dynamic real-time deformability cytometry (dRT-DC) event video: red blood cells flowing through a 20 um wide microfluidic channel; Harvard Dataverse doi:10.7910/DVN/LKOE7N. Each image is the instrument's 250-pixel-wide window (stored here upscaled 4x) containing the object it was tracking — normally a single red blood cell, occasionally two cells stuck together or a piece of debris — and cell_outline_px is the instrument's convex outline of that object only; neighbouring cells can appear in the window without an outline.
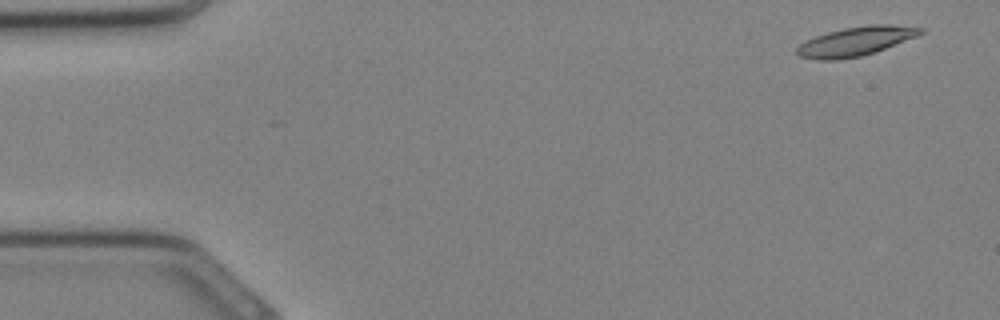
{"species": "Egyptian fruit bat (a non-hibernating species)", "species_latin": "Rousettus aegyptiacus", "temperature_condition": "cold", "stored_images_in_passage": 12, "camera_frame_rate_fps": 3000, "um_per_image_px": 0.085, "animal": {"sex": "female"}, "frame": {"image": 1, "passage_image": 2, "time_ms": 0.333, "image_size_px": [1000, 320], "cell_outline_px": [[924, 32], [916, 36], [884, 48], [860, 56], [836, 60], [820, 60], [800, 56], [796, 52], [796, 48], [800, 44], [816, 36], [828, 32], [844, 28], [868, 24], [888, 24], [924, 28]], "centroid_in_image_um": [72.72, 3.5], "position_along_channel_um": 12.3, "area_um2": 20.52}}
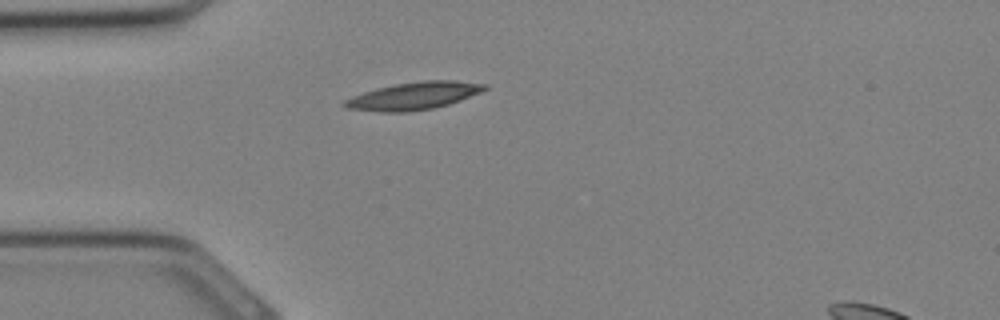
{"frame": {"image": 2, "passage_image": 9, "time_ms": 2.667, "image_size_px": [1000, 320], "cell_outline_px": [[488, 88], [480, 92], [460, 100], [448, 104], [432, 108], [408, 112], [380, 112], [348, 108], [340, 104], [344, 100], [352, 96], [376, 88], [396, 84], [420, 80], [456, 80], [488, 84]], "centroid_in_image_um": [35.16, 8.14], "position_along_channel_um": 49.8, "area_um2": 22.48}}
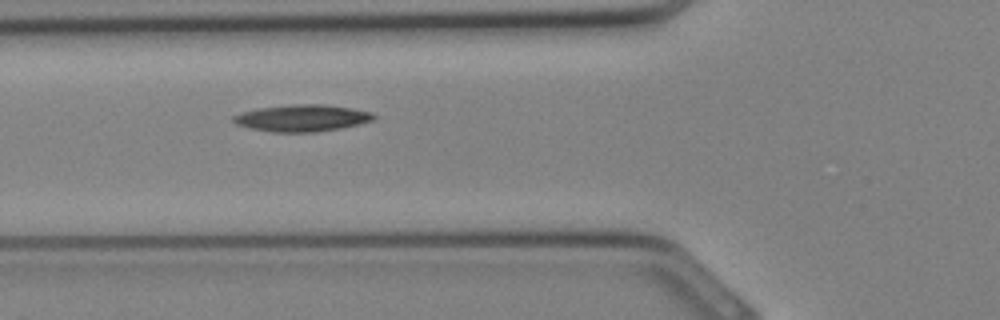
{"frame": {"image": 3, "passage_image": 12, "time_ms": 3.667, "image_size_px": [1000, 320], "cell_outline_px": [[376, 116], [372, 120], [360, 124], [340, 128], [316, 132], [272, 132], [248, 128], [236, 124], [232, 120], [232, 116], [240, 112], [256, 108], [292, 104], [324, 104], [352, 108], [372, 112]], "centroid_in_image_um": [25.64, 10.03], "position_along_channel_um": 100.2, "area_um2": 22.14}}